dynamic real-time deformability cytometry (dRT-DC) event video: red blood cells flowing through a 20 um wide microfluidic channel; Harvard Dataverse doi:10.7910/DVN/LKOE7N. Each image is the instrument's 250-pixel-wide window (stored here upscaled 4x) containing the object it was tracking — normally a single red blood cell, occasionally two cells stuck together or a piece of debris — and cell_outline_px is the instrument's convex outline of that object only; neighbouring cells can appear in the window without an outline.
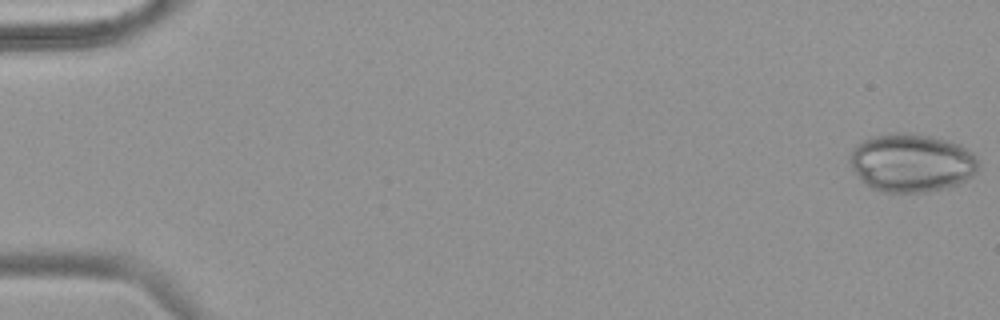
{"species": "common noctule bat (a hibernating species)", "species_latin": "Nyctalus noctula", "temperature_condition": "warm", "stored_images_in_passage": 54, "camera_frame_rate_fps": 3000, "um_per_image_px": 0.085, "animal": {"sex": "female", "body_mass_g": 18.4}, "frame": {"image": 1, "passage_image": 1, "time_ms": 0.0, "image_size_px": [1000, 320], "cell_outline_px": [[980, 168], [972, 176], [956, 184], [944, 188], [924, 192], [880, 192], [872, 188], [860, 180], [852, 168], [848, 160], [852, 148], [860, 140], [872, 136], [896, 132], [912, 132], [932, 136], [960, 144], [972, 152], [976, 156]], "centroid_in_image_um": [77.45, 13.82], "position_along_channel_um": 7.5, "area_um2": 44.22}}
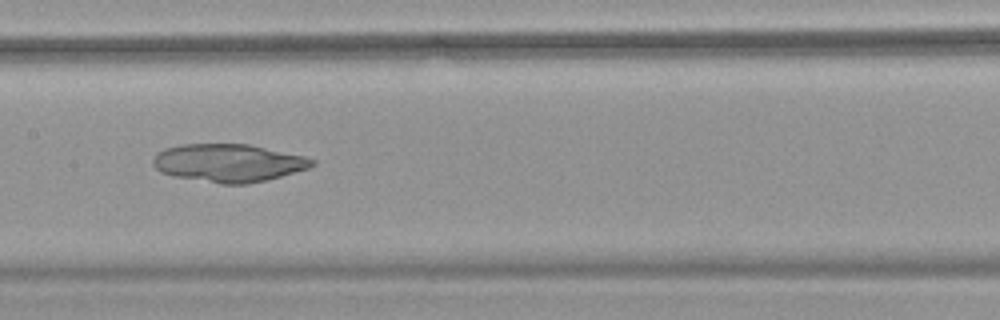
{"frame": {"image": 2, "passage_image": 28, "time_ms": 9.0, "image_size_px": [1000, 320], "cell_outline_px": [[316, 164], [308, 168], [280, 176], [248, 184], [220, 184], [172, 176], [160, 172], [152, 164], [152, 160], [156, 152], [164, 148], [184, 144], [248, 144], [304, 156], [316, 160]], "centroid_in_image_um": [19.38, 13.85], "position_along_channel_um": 188.0, "area_um2": 35.2}}
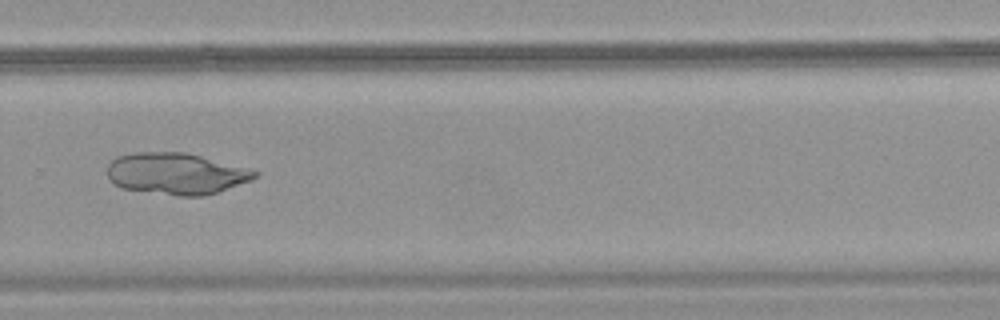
{"frame": {"image": 3, "passage_image": 38, "time_ms": 12.333, "image_size_px": [1000, 320], "cell_outline_px": [[260, 172], [252, 180], [204, 196], [180, 196], [120, 188], [108, 176], [108, 164], [116, 156], [132, 152], [184, 152], [200, 156]], "centroid_in_image_um": [14.93, 14.75], "position_along_channel_um": 314.9, "area_um2": 35.32}}